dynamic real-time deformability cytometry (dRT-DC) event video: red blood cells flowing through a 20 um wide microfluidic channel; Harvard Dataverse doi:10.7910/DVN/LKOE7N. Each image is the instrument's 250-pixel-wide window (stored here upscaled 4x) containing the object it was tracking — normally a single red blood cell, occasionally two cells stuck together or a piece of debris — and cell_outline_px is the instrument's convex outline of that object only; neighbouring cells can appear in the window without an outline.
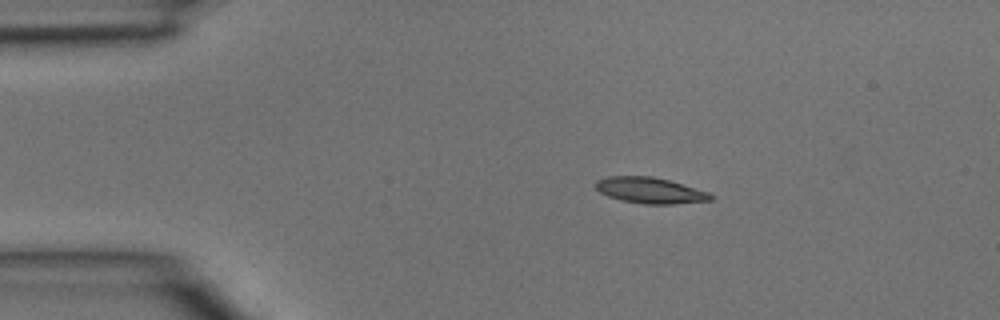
{"species": "common noctule bat (a hibernating species)", "species_latin": "Nyctalus noctula", "temperature_condition": "room temperature", "stored_images_in_passage": 3, "camera_frame_rate_fps": 3000, "um_per_image_px": 0.085, "animal": {"sex": "male", "body_mass_g": 15.6}, "frame": {"image": 1, "passage_image": 2, "time_ms": 0.333, "image_size_px": [1000, 320], "cell_outline_px": [[716, 196], [712, 200], [672, 204], [644, 204], [624, 200], [608, 196], [600, 192], [596, 188], [596, 180], [608, 176], [652, 176], [668, 180], [708, 192]], "centroid_in_image_um": [55.27, 16.18], "position_along_channel_um": 29.7, "area_um2": 17.22}}